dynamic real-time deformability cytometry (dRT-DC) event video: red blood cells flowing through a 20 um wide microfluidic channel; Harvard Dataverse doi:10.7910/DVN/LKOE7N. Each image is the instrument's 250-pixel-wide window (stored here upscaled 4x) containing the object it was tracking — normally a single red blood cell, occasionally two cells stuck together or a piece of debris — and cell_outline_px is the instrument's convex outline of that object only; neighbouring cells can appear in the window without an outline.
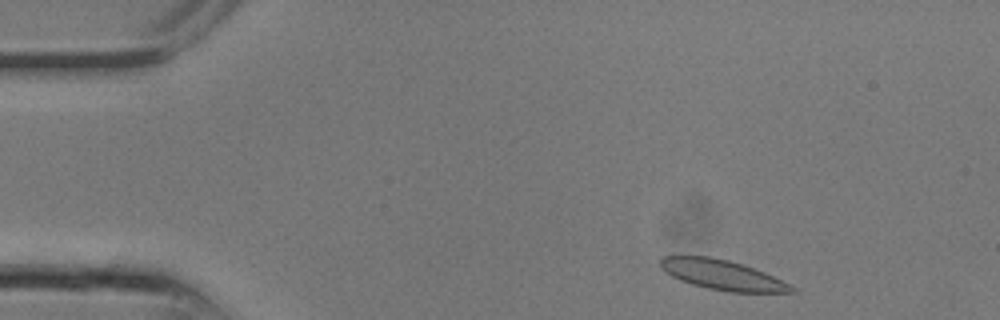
{"species": "common noctule bat (a hibernating species)", "species_latin": "Nyctalus noctula", "temperature_condition": "room temperature", "stored_images_in_passage": 5, "camera_frame_rate_fps": 3000, "um_per_image_px": 0.085, "animal": {"sex": "male", "body_mass_g": 13.3}, "frame": {"image": 1, "passage_image": 1, "time_ms": 0.0, "image_size_px": [1000, 320], "cell_outline_px": [[796, 292], [728, 292], [708, 288], [692, 284], [680, 280], [664, 272], [660, 268], [660, 260], [664, 256], [708, 256], [728, 260], [744, 264], [764, 272], [792, 284], [796, 288]], "centroid_in_image_um": [61.42, 23.36], "position_along_channel_um": 23.6, "area_um2": 22.95}}
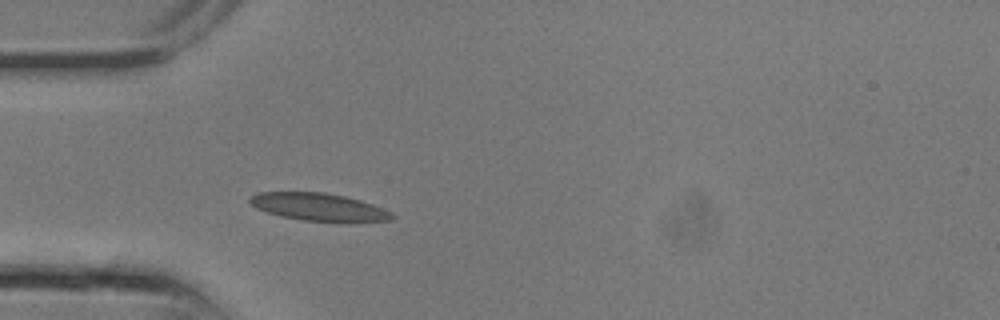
{"frame": {"image": 2, "passage_image": 5, "time_ms": 1.333, "image_size_px": [1000, 320], "cell_outline_px": [[396, 216], [392, 220], [352, 224], [340, 224], [304, 220], [280, 216], [256, 208], [248, 200], [248, 196], [256, 192], [324, 192], [344, 196], [360, 200], [372, 204], [392, 212]], "centroid_in_image_um": [27.17, 17.63], "position_along_channel_um": 57.8, "area_um2": 23.76}}